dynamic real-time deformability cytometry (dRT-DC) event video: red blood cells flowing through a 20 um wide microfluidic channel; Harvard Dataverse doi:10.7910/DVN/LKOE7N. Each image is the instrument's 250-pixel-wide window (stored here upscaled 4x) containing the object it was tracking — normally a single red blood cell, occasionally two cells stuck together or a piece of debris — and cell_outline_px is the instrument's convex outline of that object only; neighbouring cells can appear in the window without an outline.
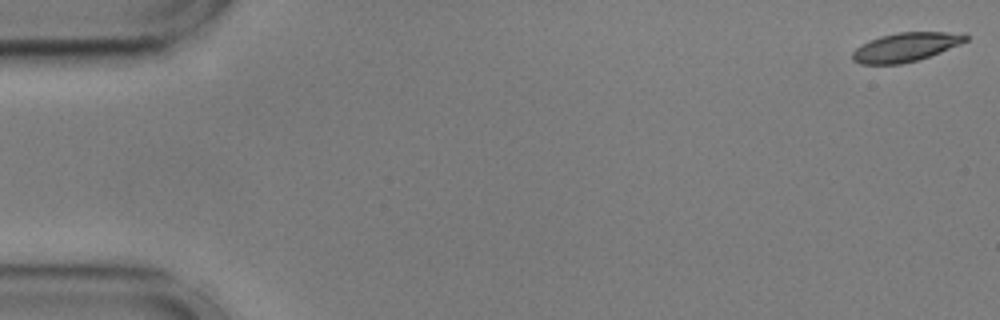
{"species": "common noctule bat (a hibernating species)", "species_latin": "Nyctalus noctula", "temperature_condition": "cold", "stored_images_in_passage": 8, "camera_frame_rate_fps": 3000, "um_per_image_px": 0.085, "animal": {"sex": "male", "body_mass_g": 17.9, "forearm_length_mm": 54.2}, "frame": {"image": 1, "passage_image": 1, "time_ms": 0.0, "image_size_px": [1000, 320], "cell_outline_px": [[968, 40], [960, 44], [920, 60], [900, 64], [860, 64], [852, 60], [852, 52], [860, 44], [868, 40], [880, 36], [896, 32], [964, 32], [968, 36]], "centroid_in_image_um": [76.98, 4.0], "position_along_channel_um": 8.0, "area_um2": 19.36}}